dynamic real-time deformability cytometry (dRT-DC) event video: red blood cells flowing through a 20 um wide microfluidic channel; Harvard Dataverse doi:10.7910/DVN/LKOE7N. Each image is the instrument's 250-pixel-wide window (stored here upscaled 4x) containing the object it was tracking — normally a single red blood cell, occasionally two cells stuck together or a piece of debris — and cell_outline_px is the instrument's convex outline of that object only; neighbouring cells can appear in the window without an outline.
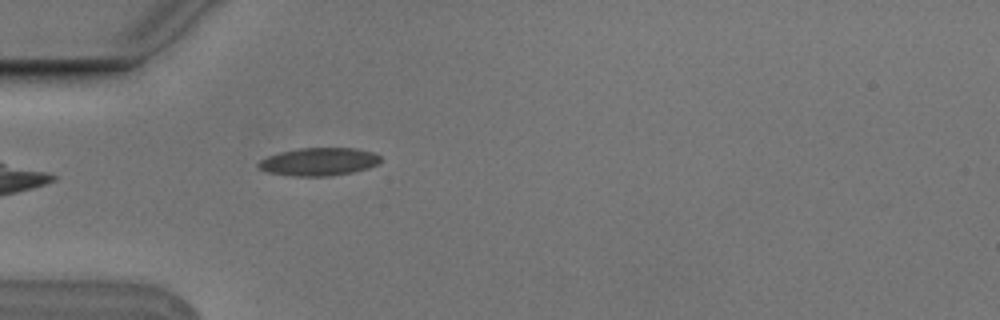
{"species": "Egyptian fruit bat (a non-hibernating species)", "species_latin": "Rousettus aegyptiacus", "temperature_condition": "cold", "stored_images_in_passage": 4, "camera_frame_rate_fps": 3000, "um_per_image_px": 0.085, "animal": {"sex": "male"}, "frame": {"image": 1, "passage_image": 4, "time_ms": 1.0, "image_size_px": [1000, 320], "cell_outline_px": [[380, 164], [368, 168], [352, 172], [332, 176], [296, 176], [268, 172], [260, 168], [256, 164], [260, 160], [268, 156], [280, 152], [300, 148], [356, 148], [372, 152], [380, 156]], "centroid_in_image_um": [27.13, 13.74], "position_along_channel_um": 57.9, "area_um2": 19.83}}